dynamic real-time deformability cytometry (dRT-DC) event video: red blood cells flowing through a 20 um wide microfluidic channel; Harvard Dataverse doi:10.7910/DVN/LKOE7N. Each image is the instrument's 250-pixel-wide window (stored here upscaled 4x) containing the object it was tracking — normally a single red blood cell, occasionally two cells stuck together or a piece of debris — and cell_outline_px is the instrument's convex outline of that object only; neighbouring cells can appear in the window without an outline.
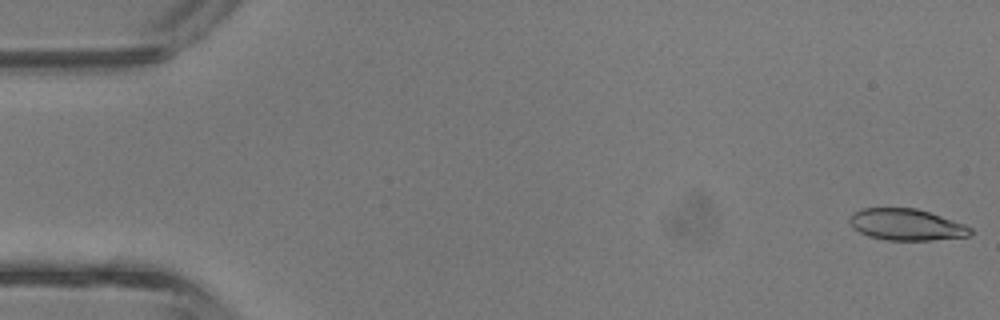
{"species": "common noctule bat (a hibernating species)", "species_latin": "Nyctalus noctula", "temperature_condition": "room temperature", "stored_images_in_passage": 42, "camera_frame_rate_fps": 3000, "um_per_image_px": 0.085, "animal": {"sex": "male", "body_mass_g": 13.3}, "frame": {"image": 1, "passage_image": 1, "time_ms": 0.0, "image_size_px": [1000, 320], "cell_outline_px": [[972, 232], [968, 236], [932, 240], [888, 240], [868, 236], [852, 228], [848, 220], [852, 212], [860, 208], [916, 208], [964, 224], [972, 228]], "centroid_in_image_um": [76.99, 19.09], "position_along_channel_um": 8.0, "area_um2": 22.14}}
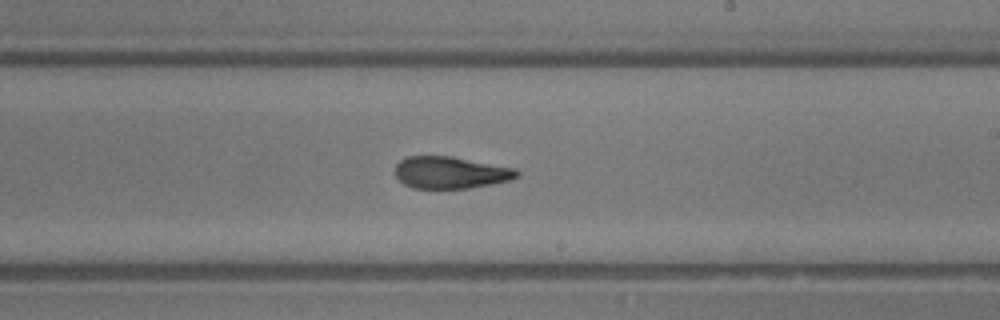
{"frame": {"image": 2, "passage_image": 25, "time_ms": 8.0, "image_size_px": [1000, 320], "cell_outline_px": [[520, 176], [512, 180], [492, 184], [468, 188], [412, 188], [404, 184], [396, 176], [396, 164], [400, 160], [408, 156], [452, 156], [516, 168], [520, 172]], "centroid_in_image_um": [38.34, 14.66], "position_along_channel_um": 250.7, "area_um2": 22.83}}
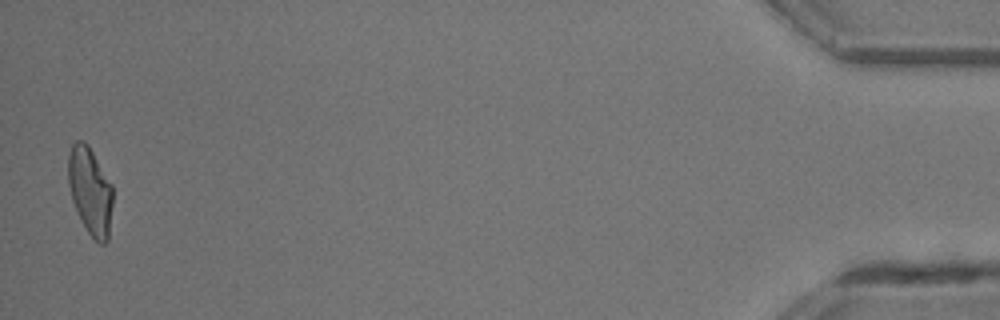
{"frame": {"image": 3, "passage_image": 42, "time_ms": 13.667, "image_size_px": [1000, 320], "cell_outline_px": [[112, 204], [108, 240], [104, 244], [100, 244], [88, 232], [76, 212], [72, 200], [68, 184], [68, 156], [72, 144], [76, 140], [84, 140], [88, 144], [112, 184]], "centroid_in_image_um": [7.66, 16.21], "position_along_channel_um": 427.5, "area_um2": 22.77}, "authors_computed_cell_mechanics": {"area_um2": 22.9755, "velocity_mm_per_s": 4.8444, "shape_relaxation_time_tau1_ms": null, "shape_relaxation_time_tau2_ms": 1.911, "deformation_change_tau1": null, "deformation_change_tau2": 0.1124}}